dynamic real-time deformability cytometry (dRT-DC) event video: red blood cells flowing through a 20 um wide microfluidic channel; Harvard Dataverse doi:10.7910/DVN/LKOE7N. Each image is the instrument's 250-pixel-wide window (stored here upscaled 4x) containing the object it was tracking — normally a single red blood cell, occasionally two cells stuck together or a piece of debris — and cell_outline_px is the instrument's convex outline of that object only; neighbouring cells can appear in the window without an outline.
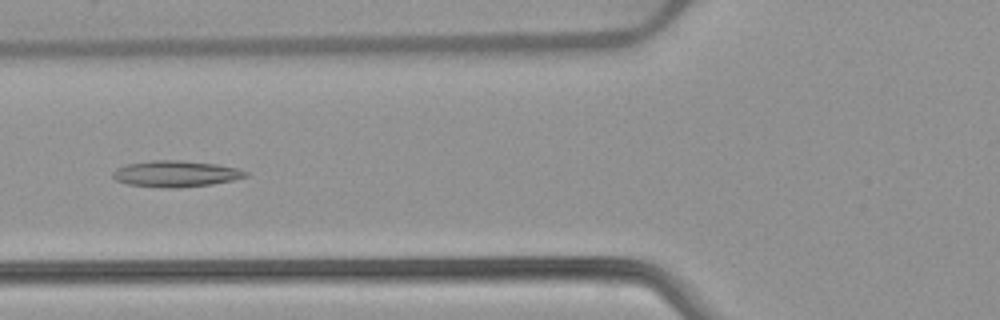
{"species": "common noctule bat (a hibernating species)", "species_latin": "Nyctalus noctula", "temperature_condition": "warm", "stored_images_in_passage": 5, "camera_frame_rate_fps": 3000, "um_per_image_px": 0.085, "animal": {"sex": "female", "body_mass_g": 22.7, "forearm_length_mm": 54.2}, "frame": {"image": 1, "passage_image": 5, "time_ms": 5.667, "image_size_px": [1000, 320], "cell_outline_px": [[248, 176], [232, 180], [212, 184], [180, 188], [160, 188], [128, 184], [116, 180], [112, 176], [112, 172], [116, 168], [124, 164], [152, 160], [180, 160], [216, 164], [236, 168], [248, 172]], "centroid_in_image_um": [14.9, 14.77], "position_along_channel_um": 110.9, "area_um2": 20.46}}